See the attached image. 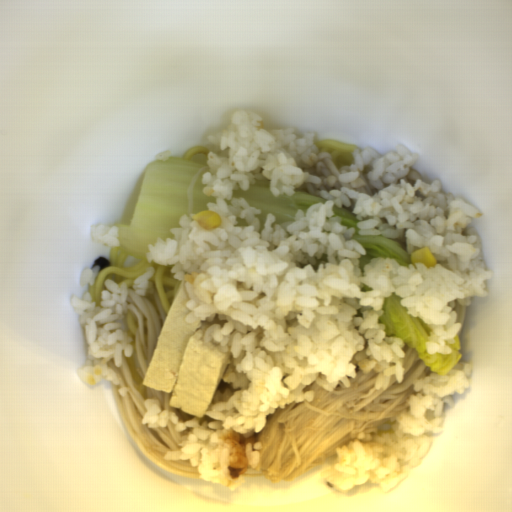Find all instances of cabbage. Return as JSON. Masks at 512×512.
Segmentation results:
<instances>
[{"mask_svg":"<svg viewBox=\"0 0 512 512\" xmlns=\"http://www.w3.org/2000/svg\"><path fill=\"white\" fill-rule=\"evenodd\" d=\"M243 197L248 206L260 210V215H255L258 219V230L264 229L268 214L275 217L273 224H281L284 222H292L298 210L307 211L314 204H323L329 199L312 194L296 187L292 195L279 194L274 196L271 193L270 184L267 178H259L250 185L247 191L240 189L234 190L233 198Z\"/></svg>","mask_w":512,"mask_h":512,"instance_id":"obj_3","label":"cabbage"},{"mask_svg":"<svg viewBox=\"0 0 512 512\" xmlns=\"http://www.w3.org/2000/svg\"><path fill=\"white\" fill-rule=\"evenodd\" d=\"M333 216H339L341 218L340 225H345L347 229L354 227L351 239L359 243L366 253V256H361L359 259L362 270L365 264L370 263L372 259H394L403 267L412 264L410 254L398 240L390 239L385 235L360 234V229L357 227L359 220L353 211L334 204Z\"/></svg>","mask_w":512,"mask_h":512,"instance_id":"obj_4","label":"cabbage"},{"mask_svg":"<svg viewBox=\"0 0 512 512\" xmlns=\"http://www.w3.org/2000/svg\"><path fill=\"white\" fill-rule=\"evenodd\" d=\"M207 163L169 156L144 165L132 219L118 227L119 246L132 255L146 257L148 244L157 239L174 238L184 215L192 217L209 211L207 203L216 199L205 195L203 176Z\"/></svg>","mask_w":512,"mask_h":512,"instance_id":"obj_1","label":"cabbage"},{"mask_svg":"<svg viewBox=\"0 0 512 512\" xmlns=\"http://www.w3.org/2000/svg\"><path fill=\"white\" fill-rule=\"evenodd\" d=\"M401 297L391 293L383 298L379 323L385 325L387 336L402 338L404 346L413 348L417 358L423 359L431 373L445 375L453 370L461 360V345L458 335L453 344H448L450 354H429L425 343L428 341L431 328L419 316L407 314L408 310L401 304Z\"/></svg>","mask_w":512,"mask_h":512,"instance_id":"obj_2","label":"cabbage"}]
</instances>
